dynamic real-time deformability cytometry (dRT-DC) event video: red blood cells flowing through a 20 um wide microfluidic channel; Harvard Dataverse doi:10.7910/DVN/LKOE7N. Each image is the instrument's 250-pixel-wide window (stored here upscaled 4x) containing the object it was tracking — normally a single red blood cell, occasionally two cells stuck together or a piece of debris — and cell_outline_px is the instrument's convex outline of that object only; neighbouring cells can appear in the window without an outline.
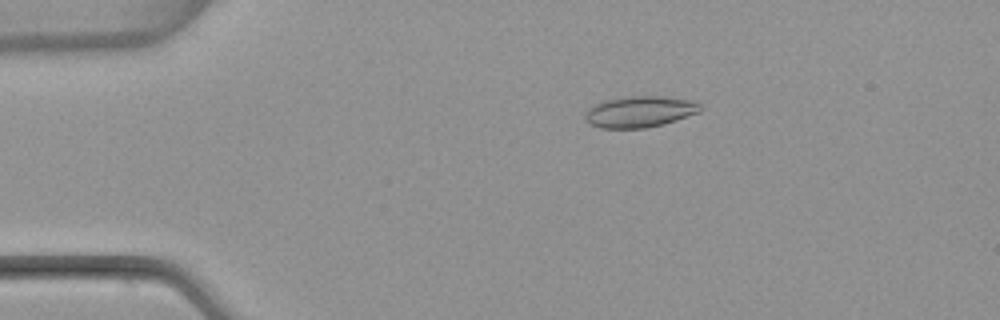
{"species": "common noctule bat (a hibernating species)", "species_latin": "Nyctalus noctula", "temperature_condition": "warm", "stored_images_in_passage": 5, "camera_frame_rate_fps": 3000, "um_per_image_px": 0.085, "animal": {"sex": "female", "body_mass_g": 22.7, "forearm_length_mm": 54.2}, "frame": {"image": 1, "passage_image": 3, "time_ms": 2.333, "image_size_px": [1000, 320], "cell_outline_px": [[700, 112], [664, 124], [644, 128], [600, 128], [588, 124], [584, 116], [588, 108], [604, 100], [628, 96], [660, 96], [692, 100], [700, 104]], "centroid_in_image_um": [54.36, 9.5], "position_along_channel_um": 30.6, "area_um2": 20.98}}